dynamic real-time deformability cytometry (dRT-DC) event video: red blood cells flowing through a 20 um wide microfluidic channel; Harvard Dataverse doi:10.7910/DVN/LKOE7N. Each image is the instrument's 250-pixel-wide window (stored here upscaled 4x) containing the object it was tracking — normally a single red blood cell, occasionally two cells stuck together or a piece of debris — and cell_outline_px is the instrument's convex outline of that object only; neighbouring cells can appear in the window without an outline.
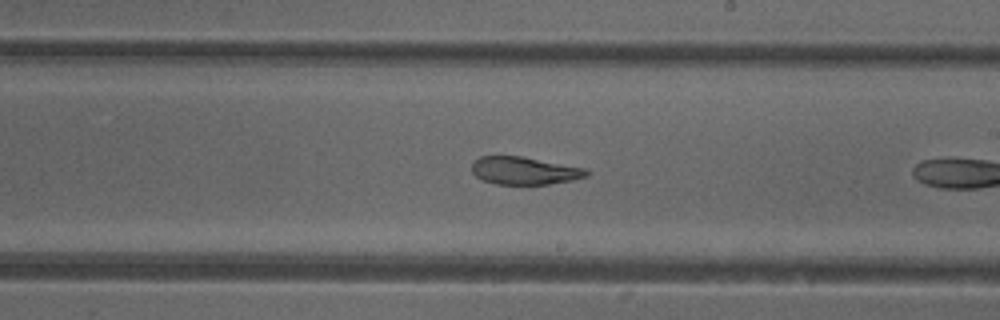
{"species": "common noctule bat (a hibernating species)", "species_latin": "Nyctalus noctula", "temperature_condition": "cold", "stored_images_in_passage": 27, "camera_frame_rate_fps": 3000, "um_per_image_px": 0.085, "animal": {"sex": "female"}, "frame": {"image": 1, "passage_image": 16, "time_ms": 5.0, "image_size_px": [1000, 320], "cell_outline_px": [[588, 176], [572, 180], [548, 184], [496, 184], [484, 180], [476, 176], [472, 172], [472, 164], [480, 156], [520, 156], [584, 168], [588, 172]], "centroid_in_image_um": [44.55, 14.51], "position_along_channel_um": 244.4, "area_um2": 18.21}}